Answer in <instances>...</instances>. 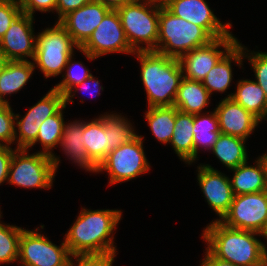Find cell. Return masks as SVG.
<instances>
[{
  "label": "cell",
  "mask_w": 267,
  "mask_h": 266,
  "mask_svg": "<svg viewBox=\"0 0 267 266\" xmlns=\"http://www.w3.org/2000/svg\"><path fill=\"white\" fill-rule=\"evenodd\" d=\"M23 229L0 222V265L18 261L19 241Z\"/></svg>",
  "instance_id": "32"
},
{
  "label": "cell",
  "mask_w": 267,
  "mask_h": 266,
  "mask_svg": "<svg viewBox=\"0 0 267 266\" xmlns=\"http://www.w3.org/2000/svg\"><path fill=\"white\" fill-rule=\"evenodd\" d=\"M238 41L231 33L229 36L214 39L205 46L195 48L181 55L178 60L183 77L202 81L208 72Z\"/></svg>",
  "instance_id": "13"
},
{
  "label": "cell",
  "mask_w": 267,
  "mask_h": 266,
  "mask_svg": "<svg viewBox=\"0 0 267 266\" xmlns=\"http://www.w3.org/2000/svg\"><path fill=\"white\" fill-rule=\"evenodd\" d=\"M261 235H262V237H264V239L266 238L265 240H267V225H266V227H265V229H264V231L262 232Z\"/></svg>",
  "instance_id": "48"
},
{
  "label": "cell",
  "mask_w": 267,
  "mask_h": 266,
  "mask_svg": "<svg viewBox=\"0 0 267 266\" xmlns=\"http://www.w3.org/2000/svg\"><path fill=\"white\" fill-rule=\"evenodd\" d=\"M214 109L218 116L220 133L247 140L261 122L232 98H224Z\"/></svg>",
  "instance_id": "18"
},
{
  "label": "cell",
  "mask_w": 267,
  "mask_h": 266,
  "mask_svg": "<svg viewBox=\"0 0 267 266\" xmlns=\"http://www.w3.org/2000/svg\"><path fill=\"white\" fill-rule=\"evenodd\" d=\"M206 112L207 113L194 115V162L198 158V151H200V147L210 151L220 135L216 111L214 110L212 112Z\"/></svg>",
  "instance_id": "28"
},
{
  "label": "cell",
  "mask_w": 267,
  "mask_h": 266,
  "mask_svg": "<svg viewBox=\"0 0 267 266\" xmlns=\"http://www.w3.org/2000/svg\"><path fill=\"white\" fill-rule=\"evenodd\" d=\"M56 170L50 155L40 151L28 154V149H16L10 163L8 183L19 187L49 189Z\"/></svg>",
  "instance_id": "7"
},
{
  "label": "cell",
  "mask_w": 267,
  "mask_h": 266,
  "mask_svg": "<svg viewBox=\"0 0 267 266\" xmlns=\"http://www.w3.org/2000/svg\"><path fill=\"white\" fill-rule=\"evenodd\" d=\"M78 50L88 60H95L108 53H135L128 43L117 10H110L104 16L102 22Z\"/></svg>",
  "instance_id": "10"
},
{
  "label": "cell",
  "mask_w": 267,
  "mask_h": 266,
  "mask_svg": "<svg viewBox=\"0 0 267 266\" xmlns=\"http://www.w3.org/2000/svg\"><path fill=\"white\" fill-rule=\"evenodd\" d=\"M261 158V160L264 163L265 166V170H266V181H267V153L263 154L262 156H259Z\"/></svg>",
  "instance_id": "44"
},
{
  "label": "cell",
  "mask_w": 267,
  "mask_h": 266,
  "mask_svg": "<svg viewBox=\"0 0 267 266\" xmlns=\"http://www.w3.org/2000/svg\"><path fill=\"white\" fill-rule=\"evenodd\" d=\"M96 2H99L107 7H109L111 10H116L117 8L123 6L124 4H127L133 0H93Z\"/></svg>",
  "instance_id": "43"
},
{
  "label": "cell",
  "mask_w": 267,
  "mask_h": 266,
  "mask_svg": "<svg viewBox=\"0 0 267 266\" xmlns=\"http://www.w3.org/2000/svg\"><path fill=\"white\" fill-rule=\"evenodd\" d=\"M158 27L156 52L173 58H179L214 40L204 28L175 16L160 4Z\"/></svg>",
  "instance_id": "4"
},
{
  "label": "cell",
  "mask_w": 267,
  "mask_h": 266,
  "mask_svg": "<svg viewBox=\"0 0 267 266\" xmlns=\"http://www.w3.org/2000/svg\"><path fill=\"white\" fill-rule=\"evenodd\" d=\"M121 210L82 208L64 240L71 255H117L113 233L122 219ZM115 230V231H113Z\"/></svg>",
  "instance_id": "1"
},
{
  "label": "cell",
  "mask_w": 267,
  "mask_h": 266,
  "mask_svg": "<svg viewBox=\"0 0 267 266\" xmlns=\"http://www.w3.org/2000/svg\"><path fill=\"white\" fill-rule=\"evenodd\" d=\"M251 266H267V256L263 258L261 261H259L256 264H253Z\"/></svg>",
  "instance_id": "46"
},
{
  "label": "cell",
  "mask_w": 267,
  "mask_h": 266,
  "mask_svg": "<svg viewBox=\"0 0 267 266\" xmlns=\"http://www.w3.org/2000/svg\"><path fill=\"white\" fill-rule=\"evenodd\" d=\"M246 141L243 138L221 134L210 152L228 169L232 170L247 162Z\"/></svg>",
  "instance_id": "26"
},
{
  "label": "cell",
  "mask_w": 267,
  "mask_h": 266,
  "mask_svg": "<svg viewBox=\"0 0 267 266\" xmlns=\"http://www.w3.org/2000/svg\"><path fill=\"white\" fill-rule=\"evenodd\" d=\"M134 55L141 65L148 107L173 106L183 78L178 58L155 51H138Z\"/></svg>",
  "instance_id": "3"
},
{
  "label": "cell",
  "mask_w": 267,
  "mask_h": 266,
  "mask_svg": "<svg viewBox=\"0 0 267 266\" xmlns=\"http://www.w3.org/2000/svg\"><path fill=\"white\" fill-rule=\"evenodd\" d=\"M66 104L53 116L47 118L39 127L38 137L36 141L28 148L33 147L37 142L42 146V153L50 155L55 165V170L59 167L60 157L54 154L53 148L60 144L65 125L63 110L66 109Z\"/></svg>",
  "instance_id": "27"
},
{
  "label": "cell",
  "mask_w": 267,
  "mask_h": 266,
  "mask_svg": "<svg viewBox=\"0 0 267 266\" xmlns=\"http://www.w3.org/2000/svg\"><path fill=\"white\" fill-rule=\"evenodd\" d=\"M164 6L175 16L204 28L214 39L229 36L232 27L222 23L205 0H169Z\"/></svg>",
  "instance_id": "15"
},
{
  "label": "cell",
  "mask_w": 267,
  "mask_h": 266,
  "mask_svg": "<svg viewBox=\"0 0 267 266\" xmlns=\"http://www.w3.org/2000/svg\"><path fill=\"white\" fill-rule=\"evenodd\" d=\"M244 58V46L238 41L208 72L201 81L203 86L208 90L210 95L213 92L224 93L229 89L232 82V62L242 67Z\"/></svg>",
  "instance_id": "19"
},
{
  "label": "cell",
  "mask_w": 267,
  "mask_h": 266,
  "mask_svg": "<svg viewBox=\"0 0 267 266\" xmlns=\"http://www.w3.org/2000/svg\"><path fill=\"white\" fill-rule=\"evenodd\" d=\"M34 16L21 13L0 40V50L6 61H32L35 57L36 36L33 30Z\"/></svg>",
  "instance_id": "14"
},
{
  "label": "cell",
  "mask_w": 267,
  "mask_h": 266,
  "mask_svg": "<svg viewBox=\"0 0 267 266\" xmlns=\"http://www.w3.org/2000/svg\"><path fill=\"white\" fill-rule=\"evenodd\" d=\"M261 233L231 228L219 220L203 229L202 239L207 249L217 258L236 266H251L267 256L265 243L257 239Z\"/></svg>",
  "instance_id": "2"
},
{
  "label": "cell",
  "mask_w": 267,
  "mask_h": 266,
  "mask_svg": "<svg viewBox=\"0 0 267 266\" xmlns=\"http://www.w3.org/2000/svg\"><path fill=\"white\" fill-rule=\"evenodd\" d=\"M16 148L0 145V185L8 181V174L12 156Z\"/></svg>",
  "instance_id": "40"
},
{
  "label": "cell",
  "mask_w": 267,
  "mask_h": 266,
  "mask_svg": "<svg viewBox=\"0 0 267 266\" xmlns=\"http://www.w3.org/2000/svg\"><path fill=\"white\" fill-rule=\"evenodd\" d=\"M178 109L173 106H154L148 107L145 112V119L151 129V133L158 142L169 144L175 125L176 111Z\"/></svg>",
  "instance_id": "30"
},
{
  "label": "cell",
  "mask_w": 267,
  "mask_h": 266,
  "mask_svg": "<svg viewBox=\"0 0 267 266\" xmlns=\"http://www.w3.org/2000/svg\"><path fill=\"white\" fill-rule=\"evenodd\" d=\"M99 83H100V81L99 80H97L93 75H91L90 77H88L86 80H84L83 82H81L79 85H77V86H75L66 96H65V104L67 105L68 103H73L74 101H73V97H75V93L77 92V91H87V92H89L90 93V87L92 88V92H91V94H92V96H93V94L94 93H96L95 94V97L97 96V95H101V90L103 91V86L101 85H99ZM91 85V86H90ZM82 87V90L80 89Z\"/></svg>",
  "instance_id": "39"
},
{
  "label": "cell",
  "mask_w": 267,
  "mask_h": 266,
  "mask_svg": "<svg viewBox=\"0 0 267 266\" xmlns=\"http://www.w3.org/2000/svg\"><path fill=\"white\" fill-rule=\"evenodd\" d=\"M15 141V113L9 103L0 102V145L11 146Z\"/></svg>",
  "instance_id": "34"
},
{
  "label": "cell",
  "mask_w": 267,
  "mask_h": 266,
  "mask_svg": "<svg viewBox=\"0 0 267 266\" xmlns=\"http://www.w3.org/2000/svg\"><path fill=\"white\" fill-rule=\"evenodd\" d=\"M22 13L33 16L35 11L54 12L56 11L57 0H18Z\"/></svg>",
  "instance_id": "38"
},
{
  "label": "cell",
  "mask_w": 267,
  "mask_h": 266,
  "mask_svg": "<svg viewBox=\"0 0 267 266\" xmlns=\"http://www.w3.org/2000/svg\"><path fill=\"white\" fill-rule=\"evenodd\" d=\"M197 182L210 208L221 220L233 202L234 194L230 179L210 164L197 166Z\"/></svg>",
  "instance_id": "16"
},
{
  "label": "cell",
  "mask_w": 267,
  "mask_h": 266,
  "mask_svg": "<svg viewBox=\"0 0 267 266\" xmlns=\"http://www.w3.org/2000/svg\"><path fill=\"white\" fill-rule=\"evenodd\" d=\"M80 47L73 41L67 31L56 22L36 35V50L33 60L35 68H38L45 78L56 77L62 72L74 54V49Z\"/></svg>",
  "instance_id": "6"
},
{
  "label": "cell",
  "mask_w": 267,
  "mask_h": 266,
  "mask_svg": "<svg viewBox=\"0 0 267 266\" xmlns=\"http://www.w3.org/2000/svg\"><path fill=\"white\" fill-rule=\"evenodd\" d=\"M115 257L111 254L71 255L68 266H113Z\"/></svg>",
  "instance_id": "37"
},
{
  "label": "cell",
  "mask_w": 267,
  "mask_h": 266,
  "mask_svg": "<svg viewBox=\"0 0 267 266\" xmlns=\"http://www.w3.org/2000/svg\"><path fill=\"white\" fill-rule=\"evenodd\" d=\"M211 97L201 81L182 78L174 106L182 112L200 114L210 104Z\"/></svg>",
  "instance_id": "23"
},
{
  "label": "cell",
  "mask_w": 267,
  "mask_h": 266,
  "mask_svg": "<svg viewBox=\"0 0 267 266\" xmlns=\"http://www.w3.org/2000/svg\"><path fill=\"white\" fill-rule=\"evenodd\" d=\"M143 141V136L137 135L129 143L110 151L98 165V173L106 171L109 174V185L130 181L150 171Z\"/></svg>",
  "instance_id": "8"
},
{
  "label": "cell",
  "mask_w": 267,
  "mask_h": 266,
  "mask_svg": "<svg viewBox=\"0 0 267 266\" xmlns=\"http://www.w3.org/2000/svg\"><path fill=\"white\" fill-rule=\"evenodd\" d=\"M91 0H57L56 1V13L58 14L59 22L64 16L69 14L70 12L81 8L86 5Z\"/></svg>",
  "instance_id": "41"
},
{
  "label": "cell",
  "mask_w": 267,
  "mask_h": 266,
  "mask_svg": "<svg viewBox=\"0 0 267 266\" xmlns=\"http://www.w3.org/2000/svg\"><path fill=\"white\" fill-rule=\"evenodd\" d=\"M230 171L234 172L229 178L234 196L267 190L266 170L260 157L255 160L254 166L246 162Z\"/></svg>",
  "instance_id": "21"
},
{
  "label": "cell",
  "mask_w": 267,
  "mask_h": 266,
  "mask_svg": "<svg viewBox=\"0 0 267 266\" xmlns=\"http://www.w3.org/2000/svg\"><path fill=\"white\" fill-rule=\"evenodd\" d=\"M83 144L88 157L97 166L107 157V132L100 116L91 121H83Z\"/></svg>",
  "instance_id": "29"
},
{
  "label": "cell",
  "mask_w": 267,
  "mask_h": 266,
  "mask_svg": "<svg viewBox=\"0 0 267 266\" xmlns=\"http://www.w3.org/2000/svg\"><path fill=\"white\" fill-rule=\"evenodd\" d=\"M104 120V129L107 132V155L110 151L115 150L122 144L129 143L138 134L135 133L128 118L122 116L121 114H112L106 112V114L100 116Z\"/></svg>",
  "instance_id": "31"
},
{
  "label": "cell",
  "mask_w": 267,
  "mask_h": 266,
  "mask_svg": "<svg viewBox=\"0 0 267 266\" xmlns=\"http://www.w3.org/2000/svg\"><path fill=\"white\" fill-rule=\"evenodd\" d=\"M249 51L244 46V58H248L249 63H251V68L255 75V82L264 90L267 100V52Z\"/></svg>",
  "instance_id": "35"
},
{
  "label": "cell",
  "mask_w": 267,
  "mask_h": 266,
  "mask_svg": "<svg viewBox=\"0 0 267 266\" xmlns=\"http://www.w3.org/2000/svg\"><path fill=\"white\" fill-rule=\"evenodd\" d=\"M21 13L18 0H0V40Z\"/></svg>",
  "instance_id": "36"
},
{
  "label": "cell",
  "mask_w": 267,
  "mask_h": 266,
  "mask_svg": "<svg viewBox=\"0 0 267 266\" xmlns=\"http://www.w3.org/2000/svg\"><path fill=\"white\" fill-rule=\"evenodd\" d=\"M156 3L160 4V5H164L165 3H167L169 0H154Z\"/></svg>",
  "instance_id": "47"
},
{
  "label": "cell",
  "mask_w": 267,
  "mask_h": 266,
  "mask_svg": "<svg viewBox=\"0 0 267 266\" xmlns=\"http://www.w3.org/2000/svg\"><path fill=\"white\" fill-rule=\"evenodd\" d=\"M225 98H232L261 122L267 120V100L264 90L255 80L242 79L237 82L236 91Z\"/></svg>",
  "instance_id": "22"
},
{
  "label": "cell",
  "mask_w": 267,
  "mask_h": 266,
  "mask_svg": "<svg viewBox=\"0 0 267 266\" xmlns=\"http://www.w3.org/2000/svg\"><path fill=\"white\" fill-rule=\"evenodd\" d=\"M116 10L130 47L135 52H156L159 4L154 0H133Z\"/></svg>",
  "instance_id": "5"
},
{
  "label": "cell",
  "mask_w": 267,
  "mask_h": 266,
  "mask_svg": "<svg viewBox=\"0 0 267 266\" xmlns=\"http://www.w3.org/2000/svg\"><path fill=\"white\" fill-rule=\"evenodd\" d=\"M39 228L23 229L19 241L18 262L21 266H68L71 254L65 244L55 245Z\"/></svg>",
  "instance_id": "9"
},
{
  "label": "cell",
  "mask_w": 267,
  "mask_h": 266,
  "mask_svg": "<svg viewBox=\"0 0 267 266\" xmlns=\"http://www.w3.org/2000/svg\"><path fill=\"white\" fill-rule=\"evenodd\" d=\"M74 54L69 57V60L64 68L65 74L62 75V80L52 87L54 90L61 93L64 97L77 85L86 80L92 74L81 62L72 61Z\"/></svg>",
  "instance_id": "33"
},
{
  "label": "cell",
  "mask_w": 267,
  "mask_h": 266,
  "mask_svg": "<svg viewBox=\"0 0 267 266\" xmlns=\"http://www.w3.org/2000/svg\"><path fill=\"white\" fill-rule=\"evenodd\" d=\"M205 257L199 266H236L235 264L215 257L207 248Z\"/></svg>",
  "instance_id": "42"
},
{
  "label": "cell",
  "mask_w": 267,
  "mask_h": 266,
  "mask_svg": "<svg viewBox=\"0 0 267 266\" xmlns=\"http://www.w3.org/2000/svg\"><path fill=\"white\" fill-rule=\"evenodd\" d=\"M34 63L28 61H6L0 71V102L9 103L7 95L20 91L31 78Z\"/></svg>",
  "instance_id": "25"
},
{
  "label": "cell",
  "mask_w": 267,
  "mask_h": 266,
  "mask_svg": "<svg viewBox=\"0 0 267 266\" xmlns=\"http://www.w3.org/2000/svg\"><path fill=\"white\" fill-rule=\"evenodd\" d=\"M5 62H6V59H5V57H4L3 53H2V51L0 50V71L2 70V68H3L4 64H5Z\"/></svg>",
  "instance_id": "45"
},
{
  "label": "cell",
  "mask_w": 267,
  "mask_h": 266,
  "mask_svg": "<svg viewBox=\"0 0 267 266\" xmlns=\"http://www.w3.org/2000/svg\"><path fill=\"white\" fill-rule=\"evenodd\" d=\"M64 105L65 97L51 88L21 119V115L15 114L16 149H28L36 141L40 125Z\"/></svg>",
  "instance_id": "11"
},
{
  "label": "cell",
  "mask_w": 267,
  "mask_h": 266,
  "mask_svg": "<svg viewBox=\"0 0 267 266\" xmlns=\"http://www.w3.org/2000/svg\"><path fill=\"white\" fill-rule=\"evenodd\" d=\"M110 10L109 7L91 0L81 8L64 16L58 23L67 31L73 41L81 47Z\"/></svg>",
  "instance_id": "17"
},
{
  "label": "cell",
  "mask_w": 267,
  "mask_h": 266,
  "mask_svg": "<svg viewBox=\"0 0 267 266\" xmlns=\"http://www.w3.org/2000/svg\"><path fill=\"white\" fill-rule=\"evenodd\" d=\"M220 222L231 228L262 234L267 225V190L234 196Z\"/></svg>",
  "instance_id": "12"
},
{
  "label": "cell",
  "mask_w": 267,
  "mask_h": 266,
  "mask_svg": "<svg viewBox=\"0 0 267 266\" xmlns=\"http://www.w3.org/2000/svg\"><path fill=\"white\" fill-rule=\"evenodd\" d=\"M194 114L176 111L174 132L169 144L176 152L179 159L188 165L194 162Z\"/></svg>",
  "instance_id": "24"
},
{
  "label": "cell",
  "mask_w": 267,
  "mask_h": 266,
  "mask_svg": "<svg viewBox=\"0 0 267 266\" xmlns=\"http://www.w3.org/2000/svg\"><path fill=\"white\" fill-rule=\"evenodd\" d=\"M59 145L68 158L78 164L80 168L97 173L98 166L88 157L83 144V121L75 120L65 123Z\"/></svg>",
  "instance_id": "20"
}]
</instances>
